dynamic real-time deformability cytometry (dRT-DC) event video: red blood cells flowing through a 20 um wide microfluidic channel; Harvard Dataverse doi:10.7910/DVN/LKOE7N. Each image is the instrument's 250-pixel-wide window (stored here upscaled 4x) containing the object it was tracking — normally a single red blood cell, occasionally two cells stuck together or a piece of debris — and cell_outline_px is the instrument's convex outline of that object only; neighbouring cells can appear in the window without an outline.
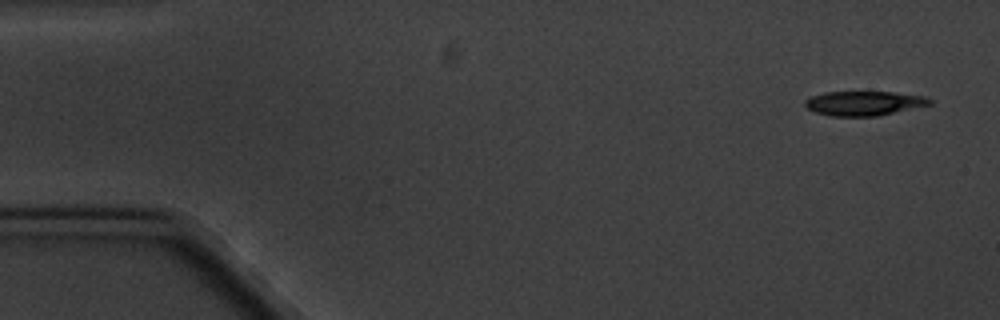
{"species": "common noctule bat (a hibernating species)", "species_latin": "Nyctalus noctula", "temperature_condition": "cold", "stored_images_in_passage": 4, "segment_of_instrument_passage": [2, 2], "camera_frame_rate_fps": 3000, "um_per_image_px": 0.085, "animal": {"sex": "male", "body_mass_g": 20.1, "forearm_length_mm": 53.5}, "frame": {"image": 1, "passage_image": 4, "time_ms": 4.333, "image_size_px": [1000, 320], "cell_outline_px": [[932, 104], [876, 116], [832, 116], [816, 112], [808, 108], [804, 104], [804, 100], [812, 96], [824, 92], [892, 92], [924, 96], [932, 100]], "centroid_in_image_um": [73.42, 8.77], "position_along_channel_um": 11.6, "area_um2": 17.57}}